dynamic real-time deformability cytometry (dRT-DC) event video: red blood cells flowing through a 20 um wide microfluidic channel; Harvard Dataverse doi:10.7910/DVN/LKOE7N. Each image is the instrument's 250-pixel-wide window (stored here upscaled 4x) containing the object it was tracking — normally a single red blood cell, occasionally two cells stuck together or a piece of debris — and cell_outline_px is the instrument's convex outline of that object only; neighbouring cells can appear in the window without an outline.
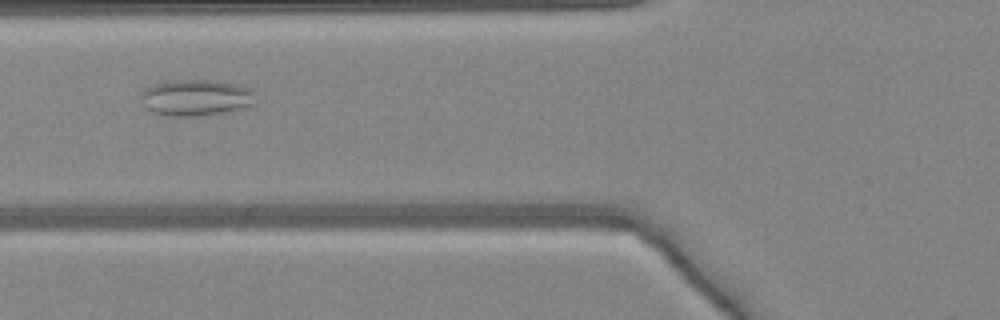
{"species": "common noctule bat (a hibernating species)", "species_latin": "Nyctalus noctula", "temperature_condition": "warm", "stored_images_in_passage": 48, "camera_frame_rate_fps": 3000, "um_per_image_px": 0.085, "animal": {"sex": "female", "body_mass_g": 24.6, "forearm_length_mm": 56.2}, "frame": {"image": 1, "passage_image": 19, "time_ms": 6.0, "image_size_px": [1000, 320], "cell_outline_px": [[256, 104], [232, 112], [196, 116], [164, 116], [152, 112], [144, 108], [140, 100], [140, 92], [144, 88], [152, 84], [172, 80], [212, 80], [236, 84], [252, 88], [256, 92]], "centroid_in_image_um": [16.67, 8.31], "position_along_channel_um": 109.1, "area_um2": 25.14}}
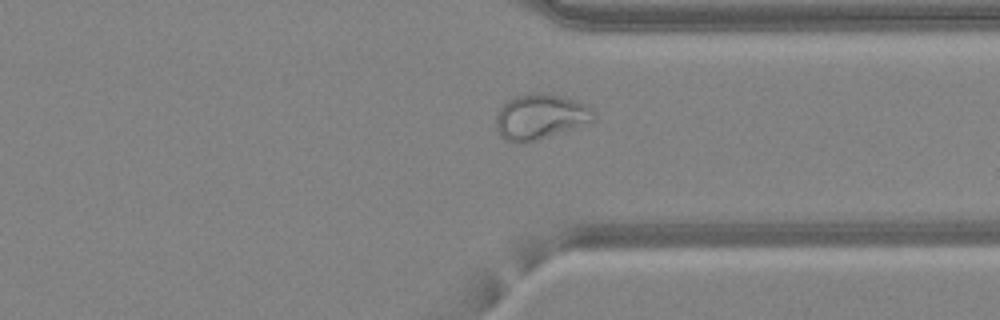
{"frame": {"image": 2, "passage_image": 37, "time_ms": 12.0, "image_size_px": [1000, 320], "cell_outline_px": [[596, 120], [532, 140], [516, 144], [512, 144], [504, 140], [496, 132], [496, 116], [500, 108], [512, 96], [532, 92], [560, 96], [576, 100], [584, 104], [596, 116]], "centroid_in_image_um": [45.84, 9.91], "position_along_channel_um": 365.6, "area_um2": 25.32}}
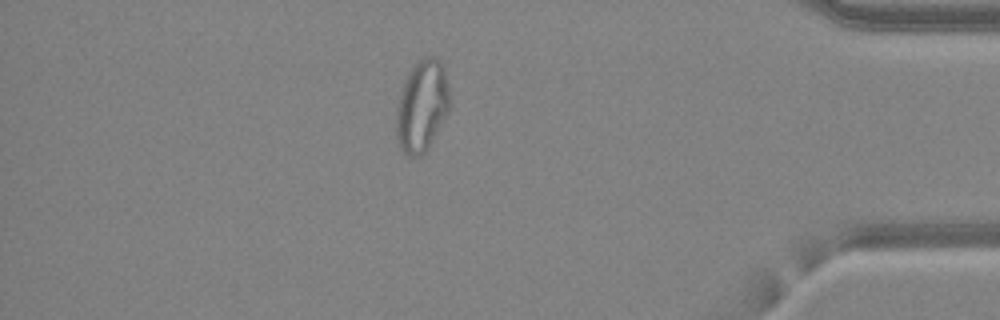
{"frame": {"image": 3, "passage_image": 42, "time_ms": 13.667, "image_size_px": [1000, 320], "cell_outline_px": [[448, 112], [428, 148], [420, 156], [408, 156], [400, 148], [396, 140], [396, 108], [400, 92], [404, 80], [408, 72], [424, 56], [436, 56], [440, 60], [444, 68], [448, 88]], "centroid_in_image_um": [35.83, 9.01], "position_along_channel_um": 399.4, "area_um2": 28.44}, "authors_computed_cell_mechanics": {"area_um2": 28.2064, "velocity_mm_per_s": 4.2739, "shape_relaxation_time_tau1_ms": null, "shape_relaxation_time_tau2_ms": 1.2303, "deformation_change_tau1": null, "deformation_change_tau2": 0.0733}}